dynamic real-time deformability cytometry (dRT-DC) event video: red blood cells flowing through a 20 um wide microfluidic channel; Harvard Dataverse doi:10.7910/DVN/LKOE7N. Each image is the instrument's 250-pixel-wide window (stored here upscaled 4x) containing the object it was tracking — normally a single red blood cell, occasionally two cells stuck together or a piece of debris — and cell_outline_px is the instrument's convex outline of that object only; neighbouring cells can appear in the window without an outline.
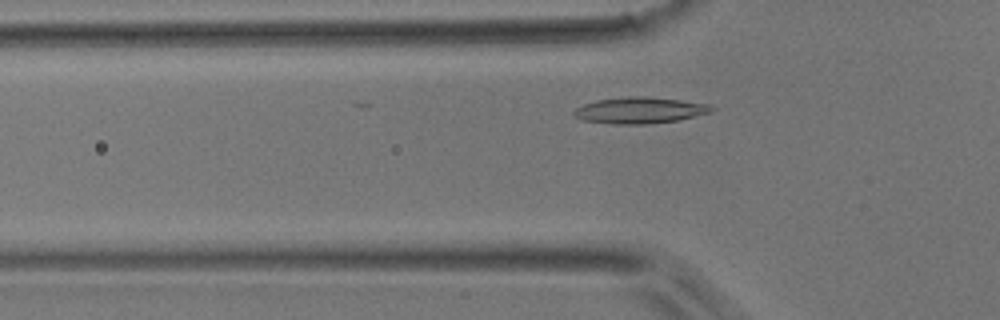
{"species": "common noctule bat (a hibernating species)", "species_latin": "Nyctalus noctula", "temperature_condition": "room temperature", "stored_images_in_passage": 15, "camera_frame_rate_fps": 3000, "um_per_image_px": 0.085, "animal": {"sex": "male", "body_mass_g": 17.9}, "frame": {"image": 1, "passage_image": 5, "time_ms": 1.333, "image_size_px": [1000, 320], "cell_outline_px": [[716, 108], [712, 112], [680, 120], [644, 124], [612, 124], [580, 120], [572, 116], [572, 112], [576, 108], [584, 104], [596, 100], [628, 96], [640, 96], [680, 100], [708, 104]], "centroid_in_image_um": [54.35, 9.38], "position_along_channel_um": 71.5, "area_um2": 21.21}}
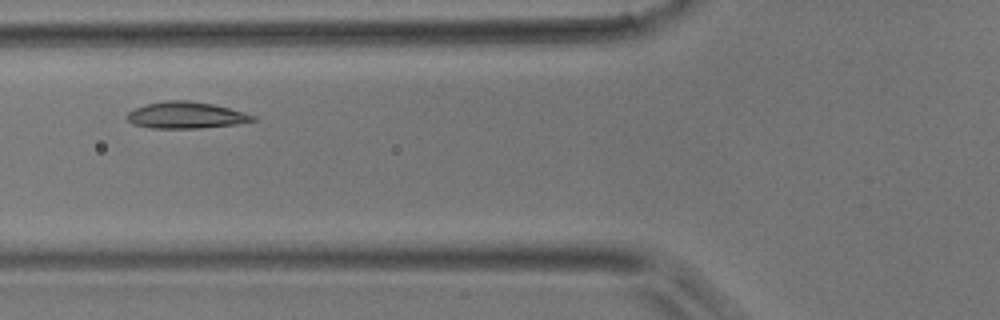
{"frame": {"image": 2, "passage_image": 8, "time_ms": 2.333, "image_size_px": [1000, 320], "cell_outline_px": [[256, 120], [236, 124], [200, 128], [152, 128], [132, 124], [124, 116], [128, 112], [136, 108], [148, 104], [168, 100], [188, 100], [212, 104], [228, 108], [256, 116]], "centroid_in_image_um": [15.78, 9.8], "position_along_channel_um": 110.0, "area_um2": 19.31}}
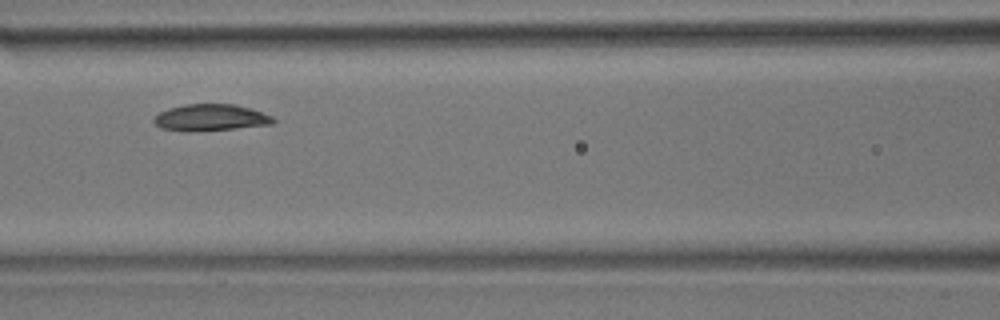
{"frame": {"image": 3, "passage_image": 11, "time_ms": 3.333, "image_size_px": [1000, 320], "cell_outline_px": [[276, 120], [272, 124], [236, 128], [160, 128], [152, 120], [160, 112], [168, 108], [184, 104], [236, 104], [272, 116]], "centroid_in_image_um": [17.95, 9.93], "position_along_channel_um": 148.7, "area_um2": 17.34}}